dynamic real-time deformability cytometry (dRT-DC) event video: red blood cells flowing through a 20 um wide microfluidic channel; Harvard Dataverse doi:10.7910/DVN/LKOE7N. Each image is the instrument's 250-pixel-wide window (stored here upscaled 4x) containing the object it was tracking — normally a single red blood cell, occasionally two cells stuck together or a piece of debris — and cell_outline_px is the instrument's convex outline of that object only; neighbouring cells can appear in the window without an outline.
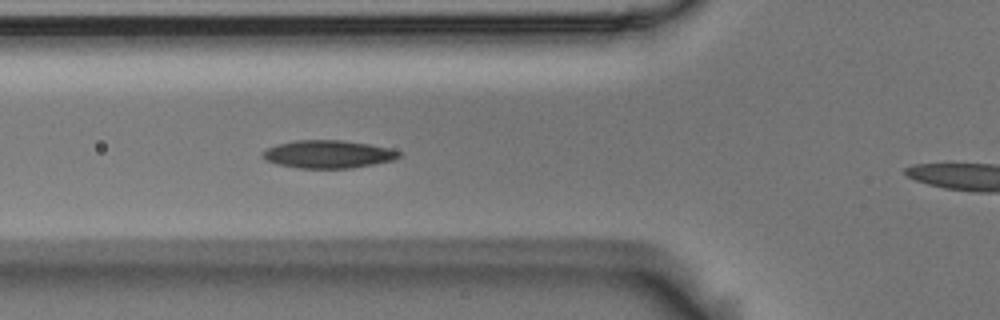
{"species": "Egyptian fruit bat (a non-hibernating species)", "species_latin": "Rousettus aegyptiacus", "temperature_condition": "room temperature", "stored_images_in_passage": 4, "camera_frame_rate_fps": 3000, "um_per_image_px": 0.085, "animal": {"sex": "male"}, "frame": {"image": 1, "passage_image": 3, "time_ms": 0.667, "image_size_px": [1000, 320], "cell_outline_px": [[404, 156], [396, 160], [352, 168], [300, 168], [280, 164], [268, 160], [260, 156], [260, 152], [264, 148], [276, 144], [296, 140], [344, 140], [368, 144], [388, 148], [404, 152]], "centroid_in_image_um": [27.93, 13.1], "position_along_channel_um": 97.9, "area_um2": 22.43}}